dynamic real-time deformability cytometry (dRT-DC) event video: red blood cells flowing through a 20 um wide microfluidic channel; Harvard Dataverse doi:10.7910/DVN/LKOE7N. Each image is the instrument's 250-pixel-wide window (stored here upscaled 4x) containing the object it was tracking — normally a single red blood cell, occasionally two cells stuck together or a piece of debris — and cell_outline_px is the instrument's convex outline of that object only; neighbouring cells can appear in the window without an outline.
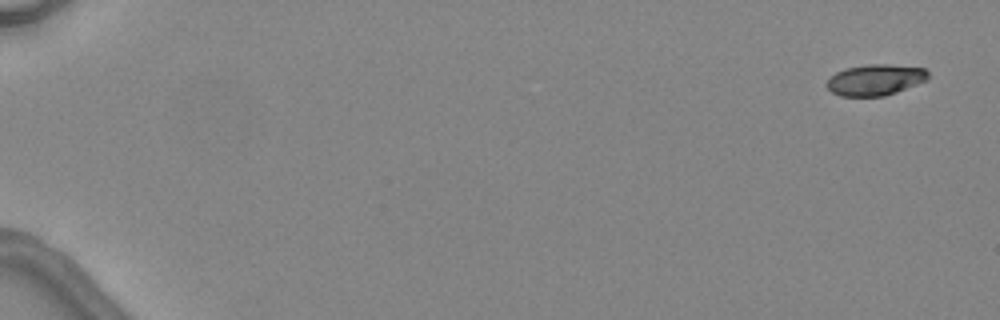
{"species": "common noctule bat (a hibernating species)", "species_latin": "Nyctalus noctula", "temperature_condition": "warm", "stored_images_in_passage": 6, "camera_frame_rate_fps": 3000, "um_per_image_px": 0.085, "animal": {"sex": "female", "body_mass_g": 24.6, "forearm_length_mm": 56.2}, "frame": {"image": 1, "passage_image": 1, "time_ms": 0.0, "image_size_px": [1000, 320], "cell_outline_px": [[928, 80], [896, 92], [884, 96], [840, 96], [832, 92], [828, 88], [828, 80], [836, 72], [844, 68], [868, 64], [888, 64], [924, 68], [928, 72]], "centroid_in_image_um": [74.41, 6.78], "position_along_channel_um": 10.6, "area_um2": 18.26}}
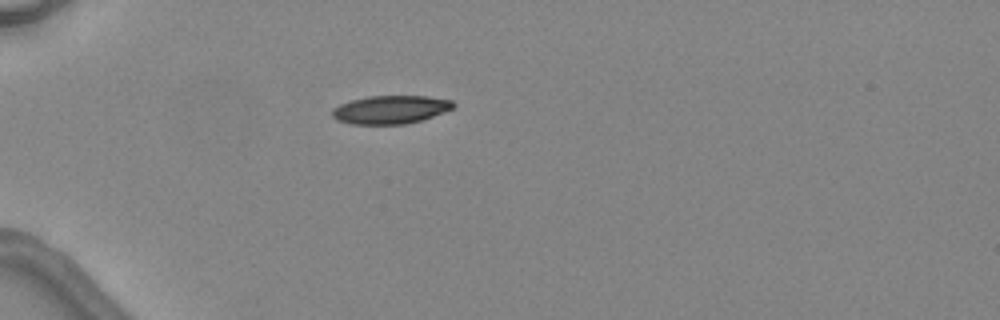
{"frame": {"image": 2, "passage_image": 5, "time_ms": 4.667, "image_size_px": [1000, 320], "cell_outline_px": [[456, 104], [452, 108], [444, 112], [420, 120], [404, 124], [352, 124], [336, 120], [332, 116], [332, 108], [340, 104], [352, 100], [368, 96], [424, 96], [452, 100]], "centroid_in_image_um": [33.17, 9.31], "position_along_channel_um": 51.8, "area_um2": 19.83}}